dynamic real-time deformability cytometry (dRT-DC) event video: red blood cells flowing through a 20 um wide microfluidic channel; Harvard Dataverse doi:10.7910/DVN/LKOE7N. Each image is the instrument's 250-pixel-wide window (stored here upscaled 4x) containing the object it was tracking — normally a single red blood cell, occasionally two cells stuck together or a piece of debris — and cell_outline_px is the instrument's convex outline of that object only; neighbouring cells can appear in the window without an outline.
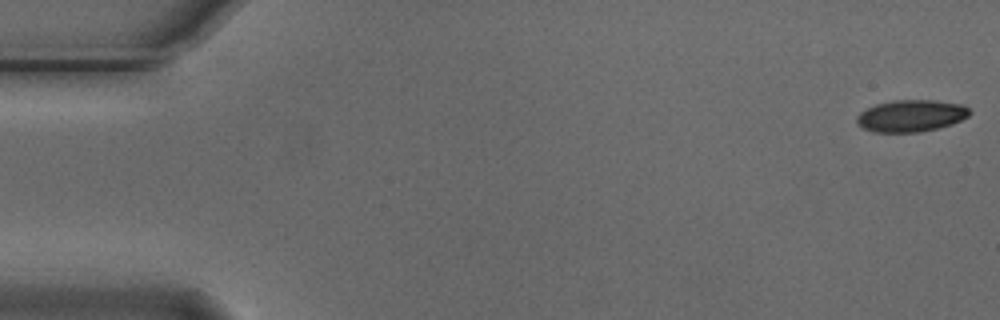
{"species": "Egyptian fruit bat (a non-hibernating species)", "species_latin": "Rousettus aegyptiacus", "temperature_condition": "cold", "stored_images_in_passage": 54, "camera_frame_rate_fps": 3000, "um_per_image_px": 0.085, "animal": {"sex": "male"}, "frame": {"image": 1, "passage_image": 1, "time_ms": 0.0, "image_size_px": [1000, 320], "cell_outline_px": [[972, 112], [968, 116], [952, 124], [940, 128], [920, 132], [872, 132], [856, 124], [856, 116], [860, 112], [876, 104], [896, 100], [936, 100], [964, 104]], "centroid_in_image_um": [77.45, 9.84], "position_along_channel_um": 7.5, "area_um2": 21.15}}
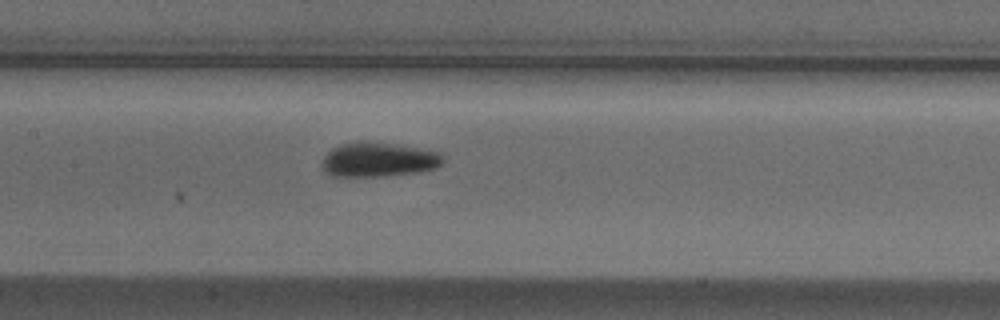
{"frame": {"image": 2, "passage_image": 26, "time_ms": 8.333, "image_size_px": [1000, 320], "cell_outline_px": [[444, 160], [436, 168], [420, 172], [384, 176], [332, 176], [324, 172], [320, 164], [324, 156], [332, 148], [340, 144], [356, 140], [368, 140], [396, 144], [440, 152], [444, 156]], "centroid_in_image_um": [32.14, 13.55], "position_along_channel_um": 175.3, "area_um2": 24.8}}
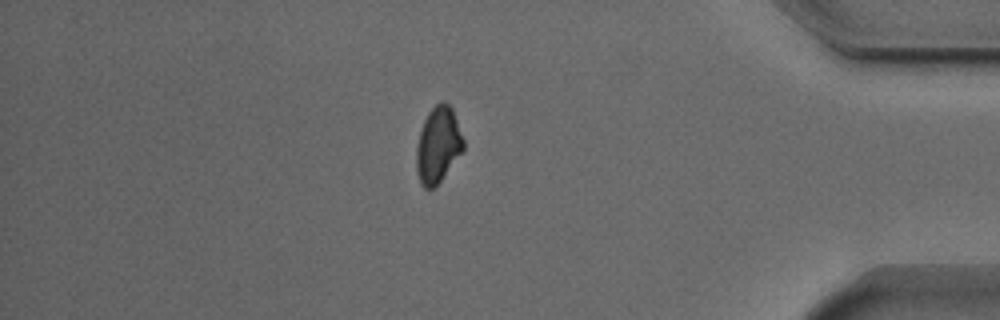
{"frame": {"image": 3, "passage_image": 47, "time_ms": 15.333, "image_size_px": [1000, 320], "cell_outline_px": [[464, 148], [440, 180], [432, 188], [424, 188], [420, 184], [416, 168], [416, 148], [420, 132], [424, 120], [428, 112], [440, 100], [444, 100], [452, 108], [464, 140]], "centroid_in_image_um": [37.22, 12.28], "position_along_channel_um": 398.0, "area_um2": 20.52}, "authors_computed_cell_mechanics": {"area_um2": 21.6461, "velocity_mm_per_s": 3.7177, "shape_relaxation_time_tau1_ms": 2.5872, "shape_relaxation_time_tau2_ms": null, "deformation_change_tau1": 0.0851, "deformation_change_tau2": null}}